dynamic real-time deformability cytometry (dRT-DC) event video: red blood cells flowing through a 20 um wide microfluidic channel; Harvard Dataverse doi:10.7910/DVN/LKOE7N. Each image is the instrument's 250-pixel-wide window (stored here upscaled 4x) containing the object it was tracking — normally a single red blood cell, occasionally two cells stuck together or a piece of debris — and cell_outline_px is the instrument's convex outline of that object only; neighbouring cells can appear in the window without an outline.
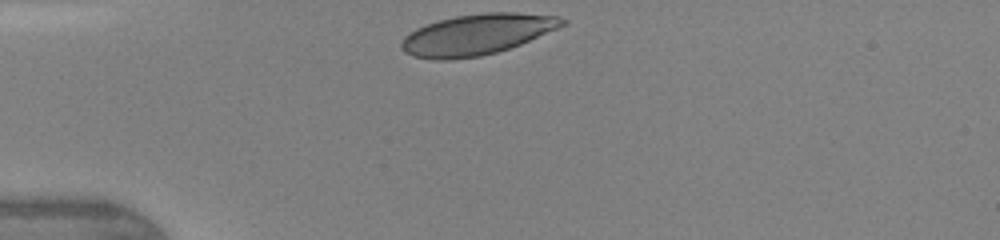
{"species": "human", "species_latin": "Homo sapiens", "temperature_condition": "warm", "stored_images_in_passage": 28, "camera_frame_rate_fps": 3000, "um_per_image_px": 0.085, "donor": {"sex": "female"}, "frame": {"image": 1, "passage_image": 1, "time_ms": 0.0, "image_size_px": [1000, 240], "cell_outline_px": [[568, 24], [520, 44], [496, 52], [480, 56], [448, 60], [436, 60], [412, 56], [404, 52], [400, 48], [400, 44], [404, 36], [416, 28], [440, 20], [456, 16], [484, 12], [516, 12], [560, 16], [568, 20]], "centroid_in_image_um": [40.55, 2.92], "position_along_channel_um": 44.4, "area_um2": 38.32}, "authors_computed_cell_mechanics": {"area_um2": 39.015, "velocity_mm_per_s": 4.3287, "shape_relaxation_time_tau1_ms": 3.5716, "shape_relaxation_time_tau2_ms": null, "deformation_change_tau1": 0.1527, "deformation_change_tau2": null}}